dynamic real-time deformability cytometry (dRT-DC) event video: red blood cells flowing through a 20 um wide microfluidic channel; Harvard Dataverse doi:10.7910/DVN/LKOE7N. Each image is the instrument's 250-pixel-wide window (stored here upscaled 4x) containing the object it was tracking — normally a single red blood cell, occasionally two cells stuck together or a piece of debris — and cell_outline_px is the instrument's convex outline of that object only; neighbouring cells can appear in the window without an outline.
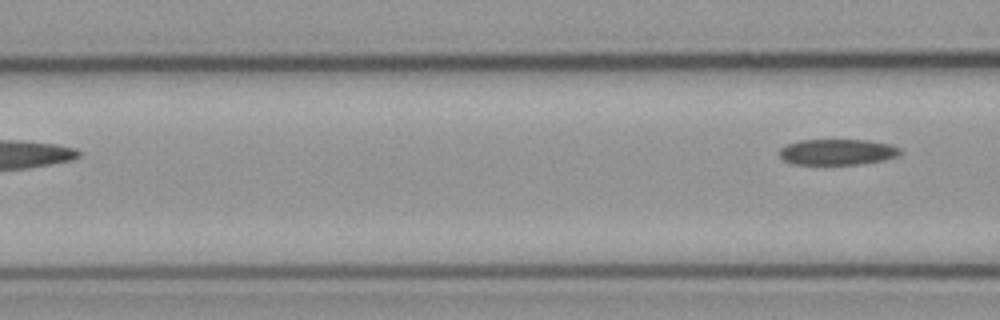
{"species": "common noctule bat (a hibernating species)", "species_latin": "Nyctalus noctula", "temperature_condition": "cold", "stored_images_in_passage": 4, "camera_frame_rate_fps": 3000, "um_per_image_px": 0.085, "animal": {"sex": "male", "body_mass_g": 23.1, "forearm_length_mm": 52.7}, "frame": {"image": 1, "passage_image": 4, "time_ms": 1.0, "image_size_px": [1000, 320], "cell_outline_px": [[900, 152], [896, 156], [884, 160], [860, 164], [792, 164], [784, 160], [780, 156], [780, 148], [788, 144], [800, 140], [868, 140], [888, 144], [900, 148]], "centroid_in_image_um": [71.16, 12.92], "position_along_channel_um": 95.4, "area_um2": 18.03}}